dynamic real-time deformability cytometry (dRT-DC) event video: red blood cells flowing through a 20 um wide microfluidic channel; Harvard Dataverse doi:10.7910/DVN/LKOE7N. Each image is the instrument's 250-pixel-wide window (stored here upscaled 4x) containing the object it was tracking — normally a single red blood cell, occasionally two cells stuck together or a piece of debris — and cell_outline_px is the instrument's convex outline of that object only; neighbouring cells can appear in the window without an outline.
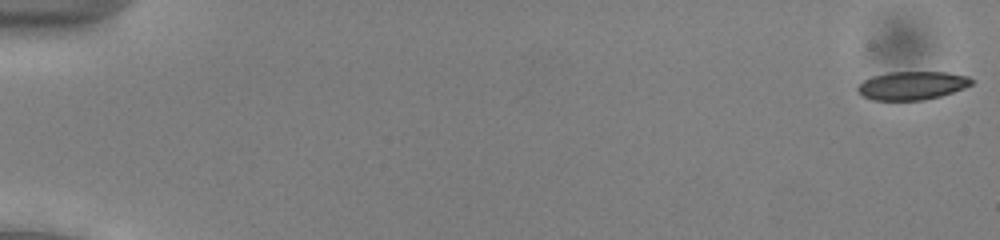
{"species": "common noctule bat (a hibernating species)", "species_latin": "Nyctalus noctula", "temperature_condition": "cold", "stored_images_in_passage": 53, "camera_frame_rate_fps": 3000, "um_per_image_px": 0.085, "animal": {"sex": "male", "body_mass_g": 13.0, "forearm_length_mm": 53.1}, "frame": {"image": 1, "passage_image": 1, "time_ms": 0.0, "image_size_px": [1000, 240], "cell_outline_px": [[972, 84], [964, 88], [940, 96], [924, 100], [872, 100], [860, 96], [856, 92], [856, 88], [864, 80], [872, 76], [892, 72], [948, 72], [968, 76], [972, 80]], "centroid_in_image_um": [77.49, 7.28], "position_along_channel_um": 7.5, "area_um2": 18.9}}
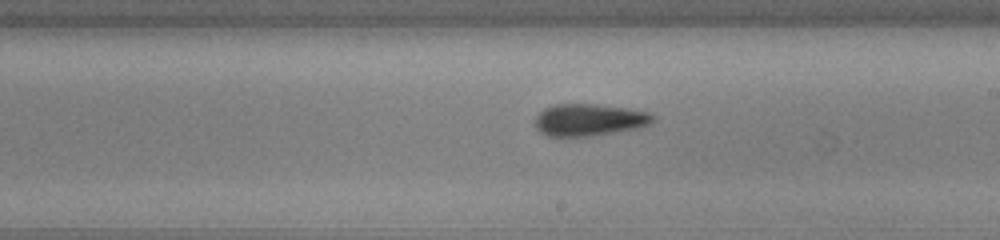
{"frame": {"image": 2, "passage_image": 32, "time_ms": 10.333, "image_size_px": [1000, 240], "cell_outline_px": [[652, 120], [648, 124], [640, 128], [588, 136], [548, 136], [540, 132], [536, 128], [536, 116], [544, 108], [556, 104], [596, 104], [624, 108], [648, 112], [652, 116]], "centroid_in_image_um": [50.04, 10.19], "position_along_channel_um": 239.0, "area_um2": 21.68}}
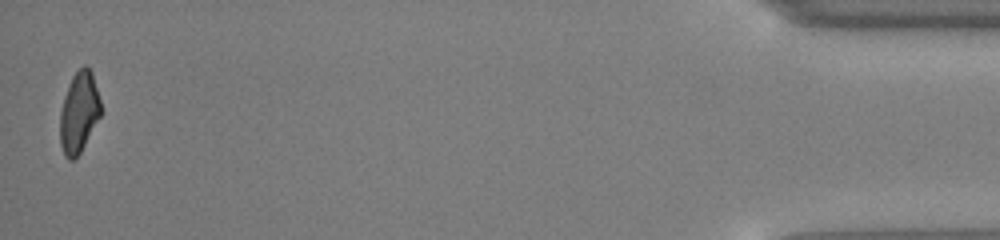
{"frame": {"image": 3, "passage_image": 53, "time_ms": 17.333, "image_size_px": [1000, 240], "cell_outline_px": [[100, 116], [80, 152], [72, 160], [68, 160], [64, 156], [60, 144], [60, 112], [64, 96], [72, 76], [84, 64], [92, 72], [100, 100]], "centroid_in_image_um": [6.69, 9.55], "position_along_channel_um": 428.5, "area_um2": 18.96}, "authors_computed_cell_mechanics": {"area_um2": 20.9236, "velocity_mm_per_s": 3.9271, "shape_relaxation_time_tau1_ms": 3.5026, "shape_relaxation_time_tau2_ms": 1.8102, "deformation_change_tau1": 0.1399, "deformation_change_tau2": 0.1071}}